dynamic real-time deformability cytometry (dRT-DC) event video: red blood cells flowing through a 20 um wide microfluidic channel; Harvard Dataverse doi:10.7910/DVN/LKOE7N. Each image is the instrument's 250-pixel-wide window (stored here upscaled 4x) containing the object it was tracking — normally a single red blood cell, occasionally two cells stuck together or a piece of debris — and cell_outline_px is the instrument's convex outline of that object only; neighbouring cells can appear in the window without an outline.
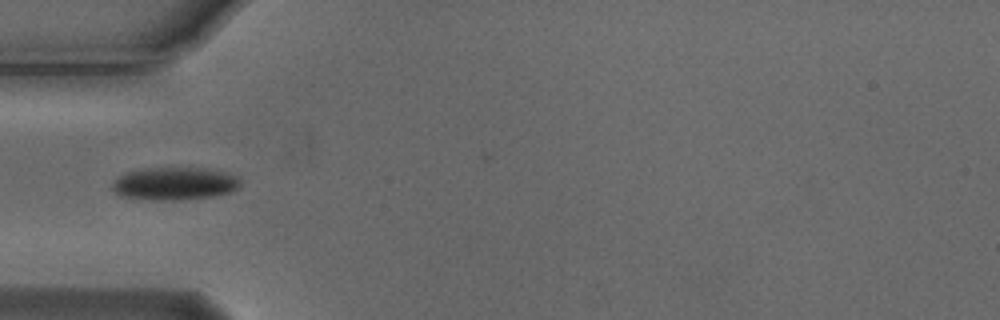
{"species": "Egyptian fruit bat (a non-hibernating species)", "species_latin": "Rousettus aegyptiacus", "temperature_condition": "cold", "stored_images_in_passage": 6, "camera_frame_rate_fps": 3000, "um_per_image_px": 0.085, "animal": {"sex": "male"}, "frame": {"image": 1, "passage_image": 6, "time_ms": 1.667, "image_size_px": [1000, 320], "cell_outline_px": [[240, 184], [232, 192], [212, 196], [180, 200], [156, 200], [120, 196], [112, 192], [112, 184], [120, 176], [128, 172], [144, 168], [204, 168], [224, 172], [236, 176], [240, 180]], "centroid_in_image_um": [14.82, 15.61], "position_along_channel_um": 70.2, "area_um2": 24.33}}